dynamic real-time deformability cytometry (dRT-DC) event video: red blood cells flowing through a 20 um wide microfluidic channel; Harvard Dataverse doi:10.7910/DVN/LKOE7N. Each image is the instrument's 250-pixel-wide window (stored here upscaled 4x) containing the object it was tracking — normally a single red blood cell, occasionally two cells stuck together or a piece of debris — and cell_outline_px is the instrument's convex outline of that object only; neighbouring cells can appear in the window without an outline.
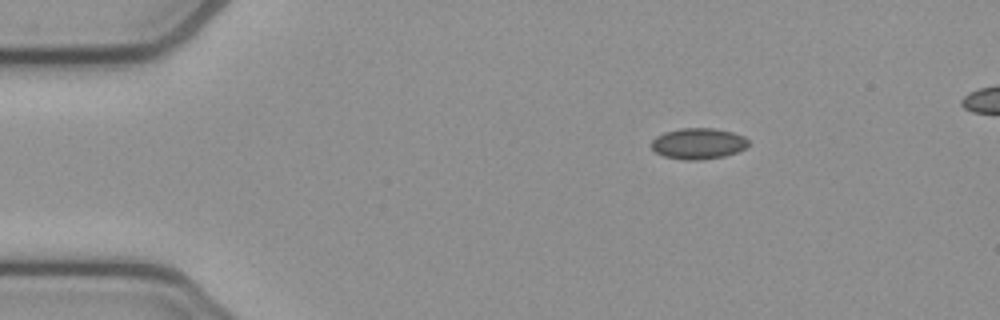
{"species": "common noctule bat (a hibernating species)", "species_latin": "Nyctalus noctula", "temperature_condition": "cold", "stored_images_in_passage": 4, "camera_frame_rate_fps": 3000, "um_per_image_px": 0.085, "animal": {"sex": "female", "body_mass_g": 21.9}, "frame": {"image": 1, "passage_image": 1, "time_ms": 0.0, "image_size_px": [1000, 320], "cell_outline_px": [[748, 144], [744, 148], [736, 152], [724, 156], [700, 160], [684, 160], [664, 156], [656, 152], [652, 148], [652, 140], [656, 136], [664, 132], [680, 128], [712, 128], [732, 132], [744, 136], [748, 140]], "centroid_in_image_um": [59.33, 12.2], "position_along_channel_um": 25.7, "area_um2": 17.46}}